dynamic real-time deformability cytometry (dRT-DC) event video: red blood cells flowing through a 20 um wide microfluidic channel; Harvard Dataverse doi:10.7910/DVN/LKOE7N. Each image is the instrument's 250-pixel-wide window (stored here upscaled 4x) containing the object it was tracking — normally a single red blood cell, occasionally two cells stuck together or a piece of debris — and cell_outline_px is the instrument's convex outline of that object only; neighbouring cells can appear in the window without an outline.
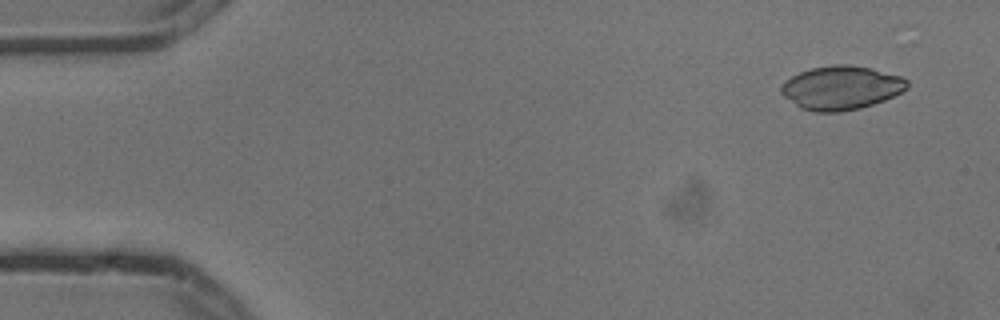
{"species": "common noctule bat (a hibernating species)", "species_latin": "Nyctalus noctula", "temperature_condition": "cold", "stored_images_in_passage": 7, "camera_frame_rate_fps": 3000, "um_per_image_px": 0.085, "animal": {"sex": "male", "body_mass_g": 13.3}, "frame": {"image": 1, "passage_image": 1, "time_ms": 0.0, "image_size_px": [1000, 320], "cell_outline_px": [[908, 88], [884, 100], [860, 108], [840, 112], [816, 112], [800, 108], [784, 96], [780, 92], [780, 88], [784, 80], [800, 72], [812, 68], [832, 64], [848, 64], [872, 68], [900, 76], [908, 80]], "centroid_in_image_um": [71.48, 7.45], "position_along_channel_um": 13.5, "area_um2": 32.14}}